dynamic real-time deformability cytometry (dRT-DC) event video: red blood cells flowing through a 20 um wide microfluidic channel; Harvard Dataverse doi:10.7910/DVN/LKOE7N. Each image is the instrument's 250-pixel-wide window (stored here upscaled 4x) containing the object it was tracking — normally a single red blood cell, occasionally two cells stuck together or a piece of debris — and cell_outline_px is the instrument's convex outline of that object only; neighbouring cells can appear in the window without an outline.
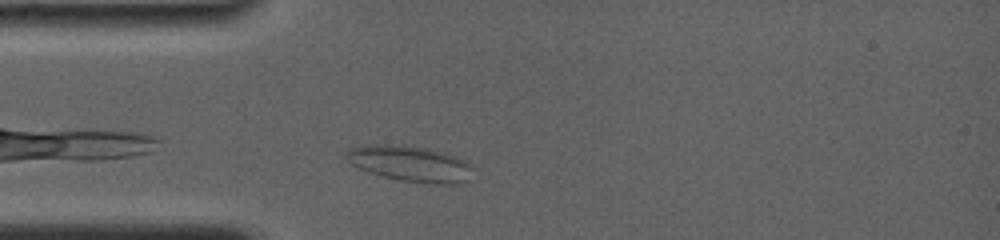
{"species": "common noctule bat (a hibernating species)", "species_latin": "Nyctalus noctula", "temperature_condition": "room temperature", "stored_images_in_passage": 16, "camera_frame_rate_fps": 4000, "um_per_image_px": 0.085, "animal": {"sex": "female", "body_mass_g": 19.0, "forearm_length_mm": 56.7}, "frame": {"image": 1, "passage_image": 2, "time_ms": 0.5, "image_size_px": [1000, 240], "cell_outline_px": [[472, 180], [456, 184], [436, 184], [404, 180], [384, 176], [368, 172], [352, 164], [344, 156], [344, 152], [348, 148], [376, 144], [380, 144], [424, 148], [444, 152], [456, 156], [464, 160], [468, 164]], "centroid_in_image_um": [34.86, 13.92], "position_along_channel_um": 50.1, "area_um2": 25.95}}
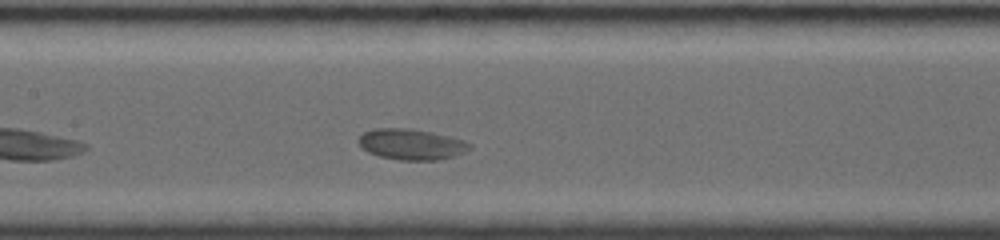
{"frame": {"image": 2, "passage_image": 10, "time_ms": 4.0, "image_size_px": [1000, 240], "cell_outline_px": [[472, 148], [464, 152], [452, 156], [436, 160], [400, 160], [380, 156], [368, 152], [356, 140], [364, 132], [372, 128], [408, 128], [432, 132], [464, 140], [472, 144]], "centroid_in_image_um": [34.96, 12.25], "position_along_channel_um": 172.4, "area_um2": 19.88}}
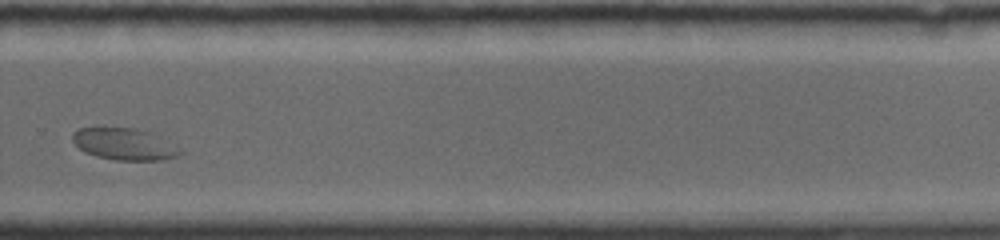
{"frame": {"image": 3, "passage_image": 16, "time_ms": 8.0, "image_size_px": [1000, 240], "cell_outline_px": [[180, 152], [176, 156], [160, 160], [116, 160], [96, 156], [84, 152], [72, 140], [72, 132], [80, 128], [104, 124], [136, 128], [152, 132], [160, 136], [180, 148]], "centroid_in_image_um": [10.5, 12.18], "position_along_channel_um": 319.3, "area_um2": 20.63}}